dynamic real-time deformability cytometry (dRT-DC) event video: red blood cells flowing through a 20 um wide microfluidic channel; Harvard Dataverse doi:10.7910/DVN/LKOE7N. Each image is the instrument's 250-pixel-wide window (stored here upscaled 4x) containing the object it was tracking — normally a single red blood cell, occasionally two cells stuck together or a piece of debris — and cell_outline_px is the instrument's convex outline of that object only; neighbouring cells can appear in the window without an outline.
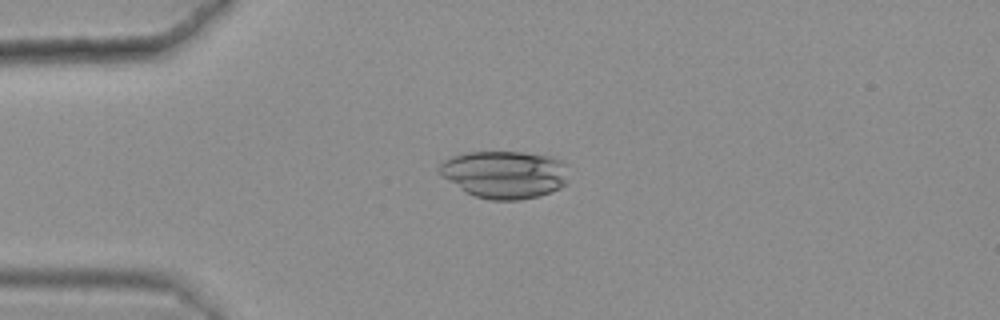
{"species": "common noctule bat (a hibernating species)", "species_latin": "Nyctalus noctula", "temperature_condition": "warm", "stored_images_in_passage": 47, "camera_frame_rate_fps": 3000, "um_per_image_px": 0.085, "animal": {"sex": "female", "body_mass_g": 25.1}, "frame": {"image": 1, "passage_image": 13, "time_ms": 4.0, "image_size_px": [1000, 320], "cell_outline_px": [[564, 184], [560, 188], [540, 196], [520, 200], [488, 200], [476, 196], [468, 192], [444, 176], [440, 172], [440, 164], [444, 160], [452, 156], [468, 152], [524, 152], [552, 156], [560, 160], [564, 164]], "centroid_in_image_um": [42.9, 14.82], "position_along_channel_um": 42.1, "area_um2": 35.2}}
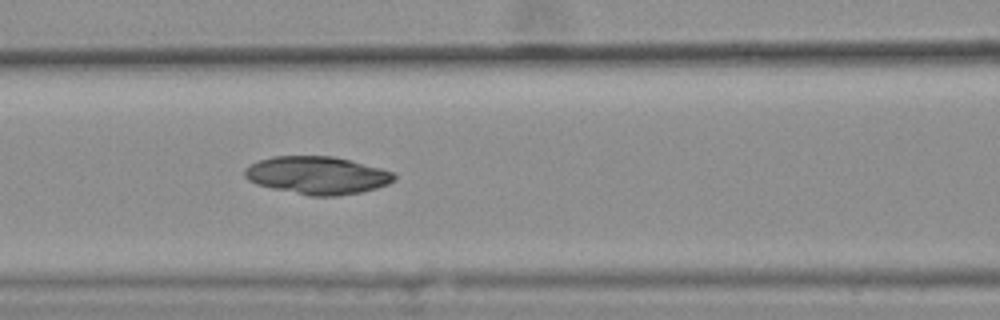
{"frame": {"image": 2, "passage_image": 23, "time_ms": 7.333, "image_size_px": [1000, 320], "cell_outline_px": [[396, 180], [388, 184], [376, 188], [360, 192], [336, 196], [308, 196], [272, 188], [256, 184], [248, 180], [244, 176], [244, 168], [260, 160], [272, 156], [332, 156], [380, 168], [392, 172], [396, 176]], "centroid_in_image_um": [26.95, 14.91], "position_along_channel_um": 139.7, "area_um2": 32.77}}
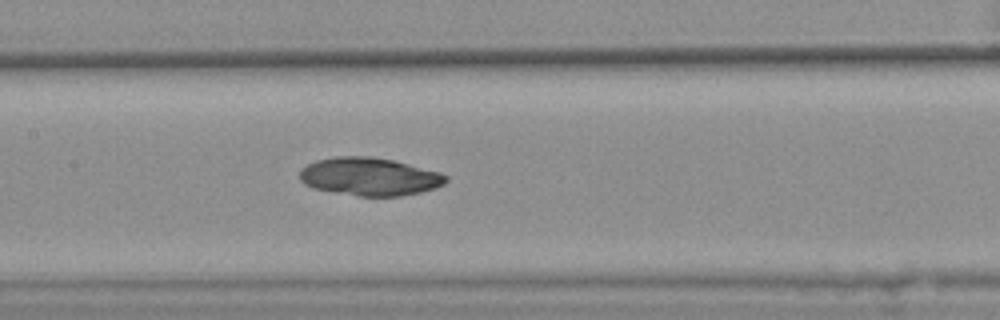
{"frame": {"image": 3, "passage_image": 26, "time_ms": 8.333, "image_size_px": [1000, 320], "cell_outline_px": [[448, 180], [444, 184], [420, 192], [400, 196], [356, 196], [312, 188], [304, 184], [300, 180], [300, 168], [316, 160], [336, 156], [372, 156], [392, 160], [440, 172], [448, 176]], "centroid_in_image_um": [31.38, 15.01], "position_along_channel_um": 176.0, "area_um2": 32.43}}